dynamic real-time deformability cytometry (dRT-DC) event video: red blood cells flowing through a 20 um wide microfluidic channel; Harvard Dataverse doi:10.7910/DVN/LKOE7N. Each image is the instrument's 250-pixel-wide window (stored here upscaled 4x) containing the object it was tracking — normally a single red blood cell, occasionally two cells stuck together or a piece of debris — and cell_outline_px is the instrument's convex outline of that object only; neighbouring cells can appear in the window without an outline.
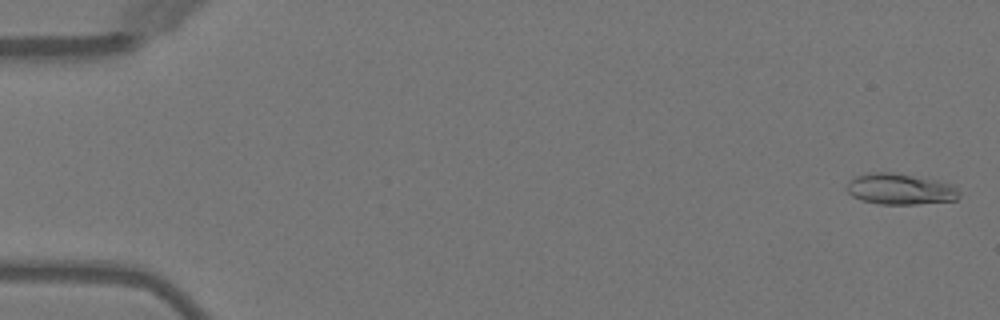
{"species": "Egyptian fruit bat (a non-hibernating species)", "species_latin": "Rousettus aegyptiacus", "temperature_condition": "warm", "stored_images_in_passage": 26, "camera_frame_rate_fps": 3000, "um_per_image_px": 0.085, "animal": {"sex": "female"}, "frame": {"image": 1, "passage_image": 2, "time_ms": 0.333, "image_size_px": [1000, 320], "cell_outline_px": [[960, 196], [956, 200], [916, 204], [880, 204], [860, 200], [852, 196], [844, 188], [856, 176], [868, 172], [892, 172], [936, 180], [952, 184], [960, 192]], "centroid_in_image_um": [76.5, 16.07], "position_along_channel_um": 8.5, "area_um2": 20.35}}
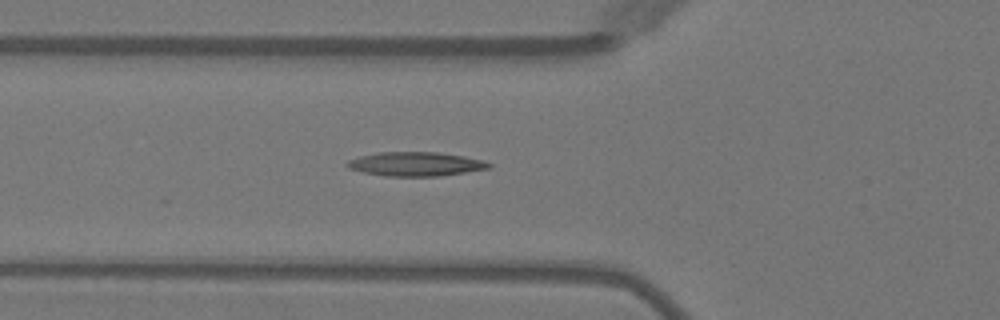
{"frame": {"image": 2, "passage_image": 19, "time_ms": 6.0, "image_size_px": [1000, 320], "cell_outline_px": [[492, 168], [440, 176], [384, 176], [364, 172], [348, 168], [344, 164], [348, 160], [360, 156], [380, 152], [436, 152], [464, 156], [480, 160], [492, 164]], "centroid_in_image_um": [35.32, 13.94], "position_along_channel_um": 90.5, "area_um2": 19.83}}
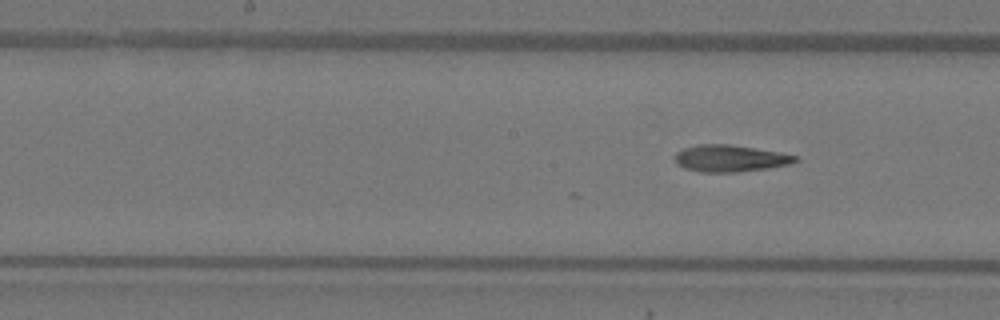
{"frame": {"image": 3, "passage_image": 26, "time_ms": 8.333, "image_size_px": [1000, 320], "cell_outline_px": [[800, 160], [792, 164], [768, 168], [736, 172], [700, 172], [684, 168], [676, 164], [676, 152], [684, 148], [696, 144], [728, 144], [780, 152], [800, 156]], "centroid_in_image_um": [62.1, 13.46], "position_along_channel_um": 186.1, "area_um2": 18.96}}